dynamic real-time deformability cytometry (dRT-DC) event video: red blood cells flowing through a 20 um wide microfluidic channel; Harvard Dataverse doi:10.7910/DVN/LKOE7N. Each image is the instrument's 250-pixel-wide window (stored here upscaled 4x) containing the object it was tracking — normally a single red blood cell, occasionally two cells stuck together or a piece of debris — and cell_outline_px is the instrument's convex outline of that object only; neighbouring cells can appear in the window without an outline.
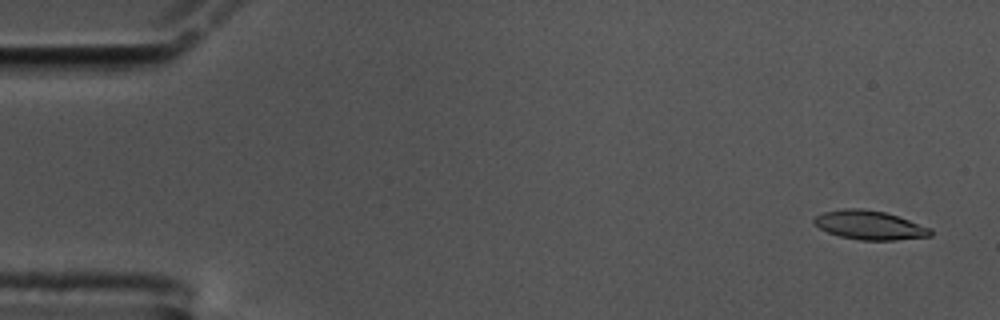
{"species": "common noctule bat (a hibernating species)", "species_latin": "Nyctalus noctula", "temperature_condition": "cold", "stored_images_in_passage": 19, "camera_frame_rate_fps": 3000, "um_per_image_px": 0.085, "animal": {"sex": "male", "body_mass_g": 17.5, "forearm_length_mm": 52.3}, "frame": {"image": 1, "passage_image": 3, "time_ms": 0.667, "image_size_px": [1000, 320], "cell_outline_px": [[932, 236], [892, 240], [860, 240], [840, 236], [828, 232], [820, 228], [812, 220], [816, 216], [824, 212], [844, 208], [864, 208], [884, 212], [932, 228]], "centroid_in_image_um": [73.92, 19.13], "position_along_channel_um": 11.1, "area_um2": 19.48}}
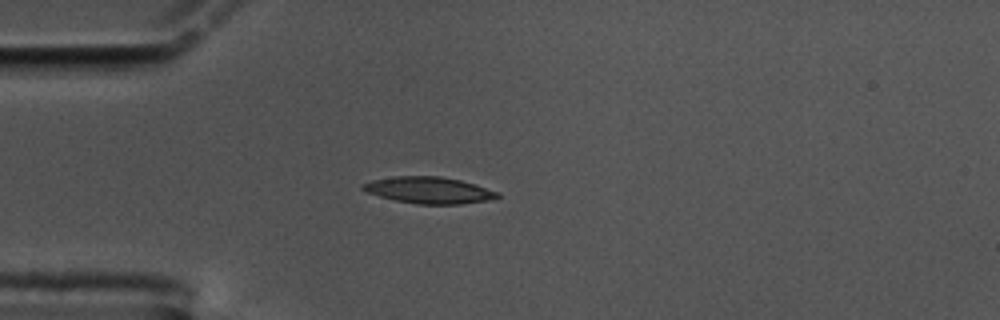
{"frame": {"image": 2, "passage_image": 16, "time_ms": 5.0, "image_size_px": [1000, 320], "cell_outline_px": [[500, 196], [484, 200], [460, 204], [416, 204], [396, 200], [380, 196], [368, 192], [360, 188], [360, 184], [372, 180], [392, 176], [440, 176], [460, 180], [500, 192]], "centroid_in_image_um": [36.41, 16.15], "position_along_channel_um": 48.6, "area_um2": 20.63}}